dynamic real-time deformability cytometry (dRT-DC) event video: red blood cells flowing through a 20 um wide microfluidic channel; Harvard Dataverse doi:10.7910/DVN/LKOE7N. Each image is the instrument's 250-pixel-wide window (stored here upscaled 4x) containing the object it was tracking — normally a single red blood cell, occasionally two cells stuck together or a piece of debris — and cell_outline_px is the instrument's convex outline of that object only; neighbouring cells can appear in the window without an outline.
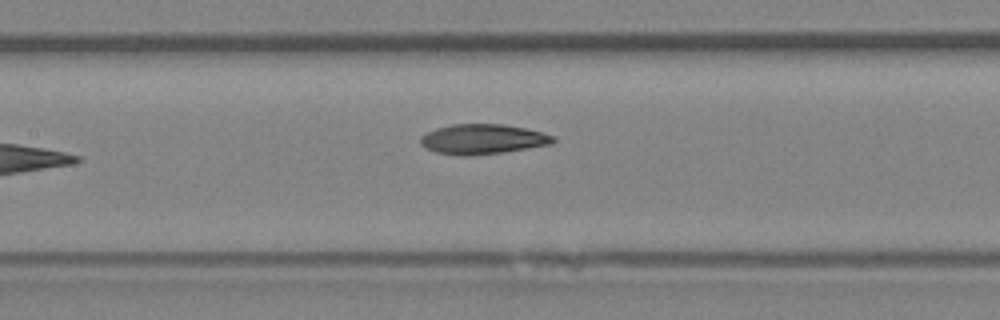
{"species": "Egyptian fruit bat (a non-hibernating species)", "species_latin": "Rousettus aegyptiacus", "temperature_condition": "room temperature", "stored_images_in_passage": 7, "segment_of_instrument_passage": [1, 2], "camera_frame_rate_fps": 3000, "um_per_image_px": 0.085, "animal": {"sex": "female"}, "frame": {"image": 1, "passage_image": 6, "time_ms": 6.667, "image_size_px": [1000, 320], "cell_outline_px": [[556, 140], [552, 144], [504, 152], [468, 156], [460, 156], [436, 152], [420, 144], [420, 136], [436, 128], [452, 124], [504, 124], [544, 132], [552, 136]], "centroid_in_image_um": [41.03, 11.83], "position_along_channel_um": 166.4, "area_um2": 23.18}}